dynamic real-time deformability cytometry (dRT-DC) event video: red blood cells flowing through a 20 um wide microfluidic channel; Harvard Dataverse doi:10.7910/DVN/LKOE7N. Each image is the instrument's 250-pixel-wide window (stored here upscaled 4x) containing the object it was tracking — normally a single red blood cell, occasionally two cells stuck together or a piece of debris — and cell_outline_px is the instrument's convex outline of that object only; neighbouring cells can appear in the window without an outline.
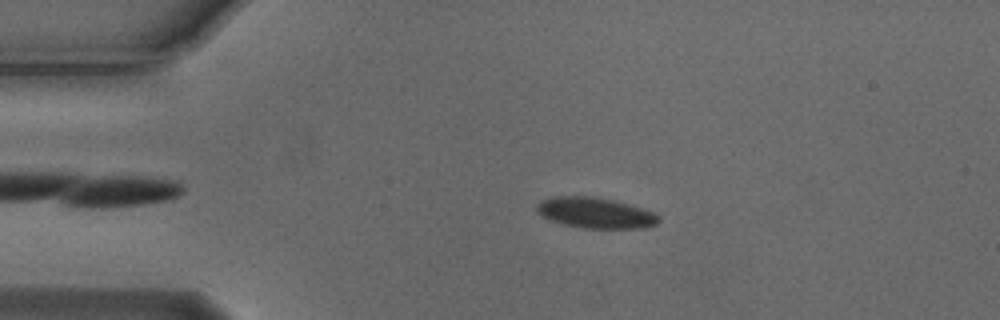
{"species": "Egyptian fruit bat (a non-hibernating species)", "species_latin": "Rousettus aegyptiacus", "temperature_condition": "cold", "stored_images_in_passage": 4, "camera_frame_rate_fps": 3000, "um_per_image_px": 0.085, "animal": {"sex": "male"}, "frame": {"image": 1, "passage_image": 3, "time_ms": 0.667, "image_size_px": [1000, 320], "cell_outline_px": [[660, 220], [656, 224], [644, 228], [584, 228], [564, 224], [552, 220], [536, 212], [536, 204], [540, 200], [552, 196], [592, 196], [612, 200], [628, 204], [652, 212], [660, 216]], "centroid_in_image_um": [50.58, 18.08], "position_along_channel_um": 34.4, "area_um2": 21.68}}